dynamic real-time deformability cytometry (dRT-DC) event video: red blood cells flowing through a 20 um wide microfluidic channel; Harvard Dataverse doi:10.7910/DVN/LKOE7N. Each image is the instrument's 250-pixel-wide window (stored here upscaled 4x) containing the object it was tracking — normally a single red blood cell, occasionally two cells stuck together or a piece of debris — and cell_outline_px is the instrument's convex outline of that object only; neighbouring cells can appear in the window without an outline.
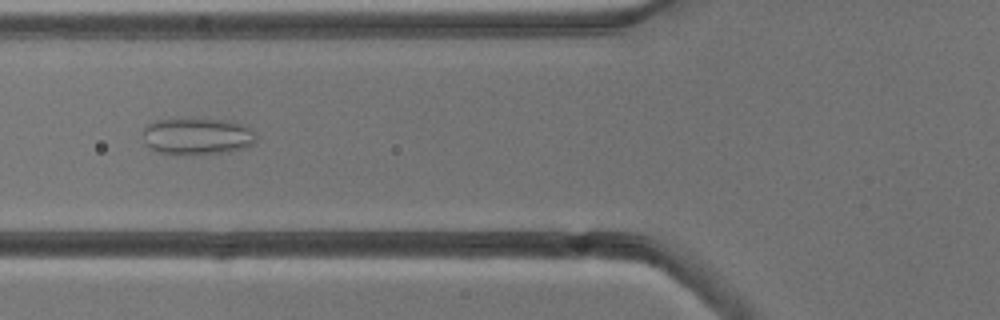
{"species": "common noctule bat (a hibernating species)", "species_latin": "Nyctalus noctula", "temperature_condition": "cold", "stored_images_in_passage": 7, "camera_frame_rate_fps": 3000, "um_per_image_px": 0.085, "animal": {"sex": "male", "body_mass_g": 13.3}, "frame": {"image": 1, "passage_image": 5, "time_ms": 5.0, "image_size_px": [1000, 320], "cell_outline_px": [[256, 140], [252, 144], [244, 148], [224, 152], [152, 152], [144, 144], [144, 124], [156, 120], [224, 120], [240, 124], [248, 128], [256, 136]], "centroid_in_image_um": [16.7, 11.57], "position_along_channel_um": 109.1, "area_um2": 23.29}}